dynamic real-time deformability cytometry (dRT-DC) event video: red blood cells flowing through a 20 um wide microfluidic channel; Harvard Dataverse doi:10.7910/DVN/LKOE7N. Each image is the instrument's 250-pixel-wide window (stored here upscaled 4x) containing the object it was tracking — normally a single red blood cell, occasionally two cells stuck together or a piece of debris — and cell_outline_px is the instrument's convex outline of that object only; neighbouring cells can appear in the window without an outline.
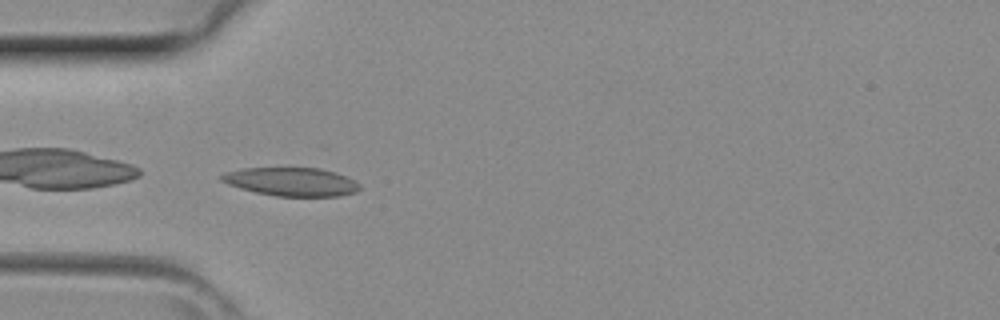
{"species": "common noctule bat (a hibernating species)", "species_latin": "Nyctalus noctula", "temperature_condition": "room temperature", "stored_images_in_passage": 34, "camera_frame_rate_fps": 3000, "um_per_image_px": 0.085, "animal": {"sex": "female", "body_mass_g": 29.2, "forearm_length_mm": 56.3}, "frame": {"image": 1, "passage_image": 5, "time_ms": 1.333, "image_size_px": [1000, 320], "cell_outline_px": [[360, 188], [356, 192], [340, 196], [276, 196], [256, 192], [240, 188], [228, 184], [220, 180], [220, 176], [228, 172], [244, 168], [320, 168], [344, 176], [360, 184]], "centroid_in_image_um": [24.77, 15.45], "position_along_channel_um": 60.2, "area_um2": 22.6}}
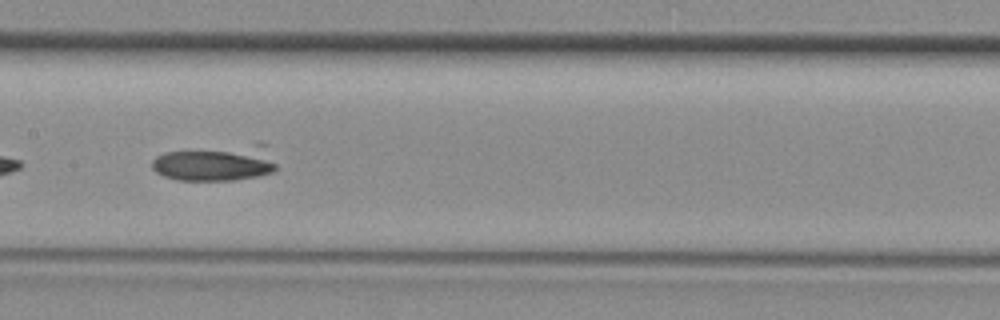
{"frame": {"image": 2, "passage_image": 13, "time_ms": 4.0, "image_size_px": [1000, 320], "cell_outline_px": [[276, 168], [272, 172], [256, 176], [236, 180], [176, 180], [164, 176], [156, 172], [152, 168], [152, 160], [156, 156], [164, 152], [256, 144], [264, 144], [276, 164]], "centroid_in_image_um": [18.32, 13.88], "position_along_channel_um": 189.1, "area_um2": 25.66}}
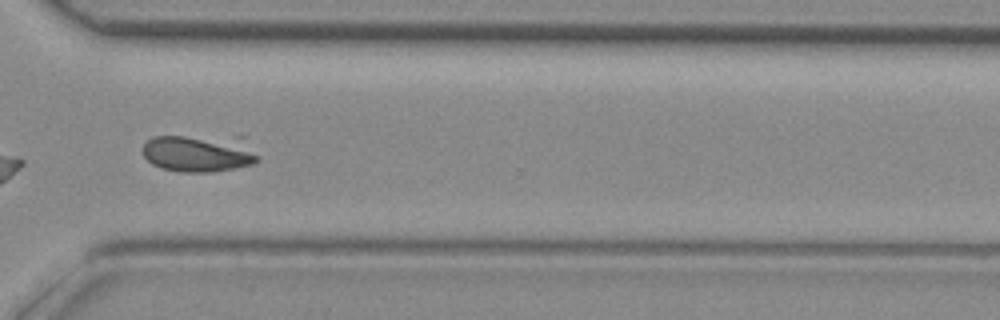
{"frame": {"image": 3, "passage_image": 23, "time_ms": 7.333, "image_size_px": [1000, 320], "cell_outline_px": [[260, 160], [252, 164], [236, 168], [212, 172], [180, 172], [160, 168], [152, 164], [144, 156], [144, 144], [152, 136], [244, 136], [260, 156]], "centroid_in_image_um": [16.99, 13.01], "position_along_channel_um": 353.6, "area_um2": 25.84}}